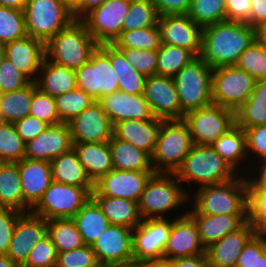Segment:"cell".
Returning <instances> with one entry per match:
<instances>
[{
  "instance_id": "obj_1",
  "label": "cell",
  "mask_w": 266,
  "mask_h": 267,
  "mask_svg": "<svg viewBox=\"0 0 266 267\" xmlns=\"http://www.w3.org/2000/svg\"><path fill=\"white\" fill-rule=\"evenodd\" d=\"M255 42V29L245 22L221 21L203 27L200 57L210 68L235 65Z\"/></svg>"
},
{
  "instance_id": "obj_2",
  "label": "cell",
  "mask_w": 266,
  "mask_h": 267,
  "mask_svg": "<svg viewBox=\"0 0 266 267\" xmlns=\"http://www.w3.org/2000/svg\"><path fill=\"white\" fill-rule=\"evenodd\" d=\"M189 196L194 206L188 214L219 215L248 214L247 175L238 174L226 182L206 185L195 189Z\"/></svg>"
},
{
  "instance_id": "obj_3",
  "label": "cell",
  "mask_w": 266,
  "mask_h": 267,
  "mask_svg": "<svg viewBox=\"0 0 266 267\" xmlns=\"http://www.w3.org/2000/svg\"><path fill=\"white\" fill-rule=\"evenodd\" d=\"M98 45L86 26L80 20H74L45 43V58L57 65L77 70L89 61Z\"/></svg>"
},
{
  "instance_id": "obj_4",
  "label": "cell",
  "mask_w": 266,
  "mask_h": 267,
  "mask_svg": "<svg viewBox=\"0 0 266 267\" xmlns=\"http://www.w3.org/2000/svg\"><path fill=\"white\" fill-rule=\"evenodd\" d=\"M180 183L175 173H154L138 202L143 220L166 218V212L188 205L190 192Z\"/></svg>"
},
{
  "instance_id": "obj_5",
  "label": "cell",
  "mask_w": 266,
  "mask_h": 267,
  "mask_svg": "<svg viewBox=\"0 0 266 267\" xmlns=\"http://www.w3.org/2000/svg\"><path fill=\"white\" fill-rule=\"evenodd\" d=\"M175 174L181 183L199 184L200 188L231 180L238 172L212 146L194 144Z\"/></svg>"
},
{
  "instance_id": "obj_6",
  "label": "cell",
  "mask_w": 266,
  "mask_h": 267,
  "mask_svg": "<svg viewBox=\"0 0 266 267\" xmlns=\"http://www.w3.org/2000/svg\"><path fill=\"white\" fill-rule=\"evenodd\" d=\"M194 145L183 120H163L158 130L151 164L155 173H176Z\"/></svg>"
},
{
  "instance_id": "obj_7",
  "label": "cell",
  "mask_w": 266,
  "mask_h": 267,
  "mask_svg": "<svg viewBox=\"0 0 266 267\" xmlns=\"http://www.w3.org/2000/svg\"><path fill=\"white\" fill-rule=\"evenodd\" d=\"M23 11L28 36L44 43L75 20L73 10L60 0H28Z\"/></svg>"
},
{
  "instance_id": "obj_8",
  "label": "cell",
  "mask_w": 266,
  "mask_h": 267,
  "mask_svg": "<svg viewBox=\"0 0 266 267\" xmlns=\"http://www.w3.org/2000/svg\"><path fill=\"white\" fill-rule=\"evenodd\" d=\"M212 73L213 68L196 57L173 77L184 114L213 104Z\"/></svg>"
},
{
  "instance_id": "obj_9",
  "label": "cell",
  "mask_w": 266,
  "mask_h": 267,
  "mask_svg": "<svg viewBox=\"0 0 266 267\" xmlns=\"http://www.w3.org/2000/svg\"><path fill=\"white\" fill-rule=\"evenodd\" d=\"M255 79L236 65L213 69L212 101L236 112L251 95Z\"/></svg>"
},
{
  "instance_id": "obj_10",
  "label": "cell",
  "mask_w": 266,
  "mask_h": 267,
  "mask_svg": "<svg viewBox=\"0 0 266 267\" xmlns=\"http://www.w3.org/2000/svg\"><path fill=\"white\" fill-rule=\"evenodd\" d=\"M90 197L86 188L52 181L31 211L46 220L73 218Z\"/></svg>"
},
{
  "instance_id": "obj_11",
  "label": "cell",
  "mask_w": 266,
  "mask_h": 267,
  "mask_svg": "<svg viewBox=\"0 0 266 267\" xmlns=\"http://www.w3.org/2000/svg\"><path fill=\"white\" fill-rule=\"evenodd\" d=\"M183 121L188 125L194 144L212 146L221 135L235 125V112L211 104L187 112Z\"/></svg>"
},
{
  "instance_id": "obj_12",
  "label": "cell",
  "mask_w": 266,
  "mask_h": 267,
  "mask_svg": "<svg viewBox=\"0 0 266 267\" xmlns=\"http://www.w3.org/2000/svg\"><path fill=\"white\" fill-rule=\"evenodd\" d=\"M77 88L98 101L107 94L119 91L118 77L109 56L98 46L88 62L75 70Z\"/></svg>"
},
{
  "instance_id": "obj_13",
  "label": "cell",
  "mask_w": 266,
  "mask_h": 267,
  "mask_svg": "<svg viewBox=\"0 0 266 267\" xmlns=\"http://www.w3.org/2000/svg\"><path fill=\"white\" fill-rule=\"evenodd\" d=\"M131 0H109L88 12L80 21L98 44H112L122 32Z\"/></svg>"
},
{
  "instance_id": "obj_14",
  "label": "cell",
  "mask_w": 266,
  "mask_h": 267,
  "mask_svg": "<svg viewBox=\"0 0 266 267\" xmlns=\"http://www.w3.org/2000/svg\"><path fill=\"white\" fill-rule=\"evenodd\" d=\"M172 219L143 220L132 231L134 262L163 258L171 232Z\"/></svg>"
},
{
  "instance_id": "obj_15",
  "label": "cell",
  "mask_w": 266,
  "mask_h": 267,
  "mask_svg": "<svg viewBox=\"0 0 266 267\" xmlns=\"http://www.w3.org/2000/svg\"><path fill=\"white\" fill-rule=\"evenodd\" d=\"M154 171L112 169L94 183L91 195H104L139 202L142 192Z\"/></svg>"
},
{
  "instance_id": "obj_16",
  "label": "cell",
  "mask_w": 266,
  "mask_h": 267,
  "mask_svg": "<svg viewBox=\"0 0 266 267\" xmlns=\"http://www.w3.org/2000/svg\"><path fill=\"white\" fill-rule=\"evenodd\" d=\"M144 97L155 117L163 120H183L178 92L173 77L152 75L146 77Z\"/></svg>"
},
{
  "instance_id": "obj_17",
  "label": "cell",
  "mask_w": 266,
  "mask_h": 267,
  "mask_svg": "<svg viewBox=\"0 0 266 267\" xmlns=\"http://www.w3.org/2000/svg\"><path fill=\"white\" fill-rule=\"evenodd\" d=\"M132 231L129 227L110 224L91 246L99 263L112 267L134 262Z\"/></svg>"
},
{
  "instance_id": "obj_18",
  "label": "cell",
  "mask_w": 266,
  "mask_h": 267,
  "mask_svg": "<svg viewBox=\"0 0 266 267\" xmlns=\"http://www.w3.org/2000/svg\"><path fill=\"white\" fill-rule=\"evenodd\" d=\"M68 125L73 143L108 142L113 136L114 125L99 101L84 109Z\"/></svg>"
},
{
  "instance_id": "obj_19",
  "label": "cell",
  "mask_w": 266,
  "mask_h": 267,
  "mask_svg": "<svg viewBox=\"0 0 266 267\" xmlns=\"http://www.w3.org/2000/svg\"><path fill=\"white\" fill-rule=\"evenodd\" d=\"M158 25L161 43L186 48L200 57L203 28L193 22L188 14L159 16Z\"/></svg>"
},
{
  "instance_id": "obj_20",
  "label": "cell",
  "mask_w": 266,
  "mask_h": 267,
  "mask_svg": "<svg viewBox=\"0 0 266 267\" xmlns=\"http://www.w3.org/2000/svg\"><path fill=\"white\" fill-rule=\"evenodd\" d=\"M202 254H206V249L200 241L194 219L187 212L175 215L163 258L172 261Z\"/></svg>"
},
{
  "instance_id": "obj_21",
  "label": "cell",
  "mask_w": 266,
  "mask_h": 267,
  "mask_svg": "<svg viewBox=\"0 0 266 267\" xmlns=\"http://www.w3.org/2000/svg\"><path fill=\"white\" fill-rule=\"evenodd\" d=\"M47 235V220L32 211L22 213L15 223L7 256L20 266L27 259L29 252Z\"/></svg>"
},
{
  "instance_id": "obj_22",
  "label": "cell",
  "mask_w": 266,
  "mask_h": 267,
  "mask_svg": "<svg viewBox=\"0 0 266 267\" xmlns=\"http://www.w3.org/2000/svg\"><path fill=\"white\" fill-rule=\"evenodd\" d=\"M73 148L68 123L49 125L36 138L25 144L24 158L49 161Z\"/></svg>"
},
{
  "instance_id": "obj_23",
  "label": "cell",
  "mask_w": 266,
  "mask_h": 267,
  "mask_svg": "<svg viewBox=\"0 0 266 267\" xmlns=\"http://www.w3.org/2000/svg\"><path fill=\"white\" fill-rule=\"evenodd\" d=\"M18 169L24 198V213L30 212L53 181L51 164L49 161L23 158L18 162Z\"/></svg>"
},
{
  "instance_id": "obj_24",
  "label": "cell",
  "mask_w": 266,
  "mask_h": 267,
  "mask_svg": "<svg viewBox=\"0 0 266 267\" xmlns=\"http://www.w3.org/2000/svg\"><path fill=\"white\" fill-rule=\"evenodd\" d=\"M98 101L113 125L128 119H160L153 115L144 94H127L122 91H116L103 96Z\"/></svg>"
},
{
  "instance_id": "obj_25",
  "label": "cell",
  "mask_w": 266,
  "mask_h": 267,
  "mask_svg": "<svg viewBox=\"0 0 266 267\" xmlns=\"http://www.w3.org/2000/svg\"><path fill=\"white\" fill-rule=\"evenodd\" d=\"M5 57L31 82H35L45 58V43L31 36L14 40L5 44Z\"/></svg>"
},
{
  "instance_id": "obj_26",
  "label": "cell",
  "mask_w": 266,
  "mask_h": 267,
  "mask_svg": "<svg viewBox=\"0 0 266 267\" xmlns=\"http://www.w3.org/2000/svg\"><path fill=\"white\" fill-rule=\"evenodd\" d=\"M253 235V228L247 221L237 231L229 233L211 244L206 248L210 267H236L244 245Z\"/></svg>"
},
{
  "instance_id": "obj_27",
  "label": "cell",
  "mask_w": 266,
  "mask_h": 267,
  "mask_svg": "<svg viewBox=\"0 0 266 267\" xmlns=\"http://www.w3.org/2000/svg\"><path fill=\"white\" fill-rule=\"evenodd\" d=\"M162 121L163 119L123 120L114 124L113 135L152 156Z\"/></svg>"
},
{
  "instance_id": "obj_28",
  "label": "cell",
  "mask_w": 266,
  "mask_h": 267,
  "mask_svg": "<svg viewBox=\"0 0 266 267\" xmlns=\"http://www.w3.org/2000/svg\"><path fill=\"white\" fill-rule=\"evenodd\" d=\"M195 221L202 245L208 248L225 235L237 231L248 221V214H189Z\"/></svg>"
},
{
  "instance_id": "obj_29",
  "label": "cell",
  "mask_w": 266,
  "mask_h": 267,
  "mask_svg": "<svg viewBox=\"0 0 266 267\" xmlns=\"http://www.w3.org/2000/svg\"><path fill=\"white\" fill-rule=\"evenodd\" d=\"M79 161L93 183L110 172L114 166L108 142L73 143Z\"/></svg>"
},
{
  "instance_id": "obj_30",
  "label": "cell",
  "mask_w": 266,
  "mask_h": 267,
  "mask_svg": "<svg viewBox=\"0 0 266 267\" xmlns=\"http://www.w3.org/2000/svg\"><path fill=\"white\" fill-rule=\"evenodd\" d=\"M91 197L99 205L111 225L134 229L143 221L136 201L104 195H91Z\"/></svg>"
},
{
  "instance_id": "obj_31",
  "label": "cell",
  "mask_w": 266,
  "mask_h": 267,
  "mask_svg": "<svg viewBox=\"0 0 266 267\" xmlns=\"http://www.w3.org/2000/svg\"><path fill=\"white\" fill-rule=\"evenodd\" d=\"M50 164L53 181L86 188L90 193L94 190V183L88 177L73 148L55 157Z\"/></svg>"
},
{
  "instance_id": "obj_32",
  "label": "cell",
  "mask_w": 266,
  "mask_h": 267,
  "mask_svg": "<svg viewBox=\"0 0 266 267\" xmlns=\"http://www.w3.org/2000/svg\"><path fill=\"white\" fill-rule=\"evenodd\" d=\"M36 86L52 97L72 91L77 87L75 70L57 65L44 58Z\"/></svg>"
},
{
  "instance_id": "obj_33",
  "label": "cell",
  "mask_w": 266,
  "mask_h": 267,
  "mask_svg": "<svg viewBox=\"0 0 266 267\" xmlns=\"http://www.w3.org/2000/svg\"><path fill=\"white\" fill-rule=\"evenodd\" d=\"M110 58L119 84V91L127 94H144L146 77L126 61L123 53L112 44L98 45Z\"/></svg>"
},
{
  "instance_id": "obj_34",
  "label": "cell",
  "mask_w": 266,
  "mask_h": 267,
  "mask_svg": "<svg viewBox=\"0 0 266 267\" xmlns=\"http://www.w3.org/2000/svg\"><path fill=\"white\" fill-rule=\"evenodd\" d=\"M114 169L126 171H154L151 156L131 143L116 138L109 140Z\"/></svg>"
},
{
  "instance_id": "obj_35",
  "label": "cell",
  "mask_w": 266,
  "mask_h": 267,
  "mask_svg": "<svg viewBox=\"0 0 266 267\" xmlns=\"http://www.w3.org/2000/svg\"><path fill=\"white\" fill-rule=\"evenodd\" d=\"M85 245L92 246L110 225L96 201L90 199L72 218Z\"/></svg>"
},
{
  "instance_id": "obj_36",
  "label": "cell",
  "mask_w": 266,
  "mask_h": 267,
  "mask_svg": "<svg viewBox=\"0 0 266 267\" xmlns=\"http://www.w3.org/2000/svg\"><path fill=\"white\" fill-rule=\"evenodd\" d=\"M235 124L243 129L266 124V79L255 81L251 95L235 112Z\"/></svg>"
},
{
  "instance_id": "obj_37",
  "label": "cell",
  "mask_w": 266,
  "mask_h": 267,
  "mask_svg": "<svg viewBox=\"0 0 266 267\" xmlns=\"http://www.w3.org/2000/svg\"><path fill=\"white\" fill-rule=\"evenodd\" d=\"M215 151L237 172L241 162L244 163L247 156L246 135L243 128L236 124L232 126L225 134L221 135L212 145ZM241 166V167H240Z\"/></svg>"
},
{
  "instance_id": "obj_38",
  "label": "cell",
  "mask_w": 266,
  "mask_h": 267,
  "mask_svg": "<svg viewBox=\"0 0 266 267\" xmlns=\"http://www.w3.org/2000/svg\"><path fill=\"white\" fill-rule=\"evenodd\" d=\"M0 207L24 213L18 162H0Z\"/></svg>"
},
{
  "instance_id": "obj_39",
  "label": "cell",
  "mask_w": 266,
  "mask_h": 267,
  "mask_svg": "<svg viewBox=\"0 0 266 267\" xmlns=\"http://www.w3.org/2000/svg\"><path fill=\"white\" fill-rule=\"evenodd\" d=\"M47 234L51 237L57 253L67 252L85 245L72 218L47 220Z\"/></svg>"
},
{
  "instance_id": "obj_40",
  "label": "cell",
  "mask_w": 266,
  "mask_h": 267,
  "mask_svg": "<svg viewBox=\"0 0 266 267\" xmlns=\"http://www.w3.org/2000/svg\"><path fill=\"white\" fill-rule=\"evenodd\" d=\"M33 96V82L22 89L2 93L1 117L4 122L15 123L29 115Z\"/></svg>"
},
{
  "instance_id": "obj_41",
  "label": "cell",
  "mask_w": 266,
  "mask_h": 267,
  "mask_svg": "<svg viewBox=\"0 0 266 267\" xmlns=\"http://www.w3.org/2000/svg\"><path fill=\"white\" fill-rule=\"evenodd\" d=\"M157 58V75L174 77L196 56L186 48L161 43Z\"/></svg>"
},
{
  "instance_id": "obj_42",
  "label": "cell",
  "mask_w": 266,
  "mask_h": 267,
  "mask_svg": "<svg viewBox=\"0 0 266 267\" xmlns=\"http://www.w3.org/2000/svg\"><path fill=\"white\" fill-rule=\"evenodd\" d=\"M116 48L158 50L161 45V31L158 23L149 28L122 31L112 43Z\"/></svg>"
},
{
  "instance_id": "obj_43",
  "label": "cell",
  "mask_w": 266,
  "mask_h": 267,
  "mask_svg": "<svg viewBox=\"0 0 266 267\" xmlns=\"http://www.w3.org/2000/svg\"><path fill=\"white\" fill-rule=\"evenodd\" d=\"M60 123H68L95 100L83 90L75 88L70 92L54 97Z\"/></svg>"
},
{
  "instance_id": "obj_44",
  "label": "cell",
  "mask_w": 266,
  "mask_h": 267,
  "mask_svg": "<svg viewBox=\"0 0 266 267\" xmlns=\"http://www.w3.org/2000/svg\"><path fill=\"white\" fill-rule=\"evenodd\" d=\"M158 18L159 15L152 0H131L122 31L153 27L158 23Z\"/></svg>"
},
{
  "instance_id": "obj_45",
  "label": "cell",
  "mask_w": 266,
  "mask_h": 267,
  "mask_svg": "<svg viewBox=\"0 0 266 267\" xmlns=\"http://www.w3.org/2000/svg\"><path fill=\"white\" fill-rule=\"evenodd\" d=\"M202 28L226 20V0H192L188 12Z\"/></svg>"
},
{
  "instance_id": "obj_46",
  "label": "cell",
  "mask_w": 266,
  "mask_h": 267,
  "mask_svg": "<svg viewBox=\"0 0 266 267\" xmlns=\"http://www.w3.org/2000/svg\"><path fill=\"white\" fill-rule=\"evenodd\" d=\"M28 36L24 11L0 6V42L6 44Z\"/></svg>"
},
{
  "instance_id": "obj_47",
  "label": "cell",
  "mask_w": 266,
  "mask_h": 267,
  "mask_svg": "<svg viewBox=\"0 0 266 267\" xmlns=\"http://www.w3.org/2000/svg\"><path fill=\"white\" fill-rule=\"evenodd\" d=\"M25 144L14 123L0 124V162L21 161L25 156Z\"/></svg>"
},
{
  "instance_id": "obj_48",
  "label": "cell",
  "mask_w": 266,
  "mask_h": 267,
  "mask_svg": "<svg viewBox=\"0 0 266 267\" xmlns=\"http://www.w3.org/2000/svg\"><path fill=\"white\" fill-rule=\"evenodd\" d=\"M248 222L255 235L266 239V190L248 188Z\"/></svg>"
},
{
  "instance_id": "obj_49",
  "label": "cell",
  "mask_w": 266,
  "mask_h": 267,
  "mask_svg": "<svg viewBox=\"0 0 266 267\" xmlns=\"http://www.w3.org/2000/svg\"><path fill=\"white\" fill-rule=\"evenodd\" d=\"M235 65L256 81L266 79V51L256 41L240 55Z\"/></svg>"
},
{
  "instance_id": "obj_50",
  "label": "cell",
  "mask_w": 266,
  "mask_h": 267,
  "mask_svg": "<svg viewBox=\"0 0 266 267\" xmlns=\"http://www.w3.org/2000/svg\"><path fill=\"white\" fill-rule=\"evenodd\" d=\"M29 115L49 125L60 123L54 97L38 89L35 82H33V96Z\"/></svg>"
},
{
  "instance_id": "obj_51",
  "label": "cell",
  "mask_w": 266,
  "mask_h": 267,
  "mask_svg": "<svg viewBox=\"0 0 266 267\" xmlns=\"http://www.w3.org/2000/svg\"><path fill=\"white\" fill-rule=\"evenodd\" d=\"M135 70L145 77L157 75V50H141L134 48H117Z\"/></svg>"
},
{
  "instance_id": "obj_52",
  "label": "cell",
  "mask_w": 266,
  "mask_h": 267,
  "mask_svg": "<svg viewBox=\"0 0 266 267\" xmlns=\"http://www.w3.org/2000/svg\"><path fill=\"white\" fill-rule=\"evenodd\" d=\"M57 251L47 234L29 252V255L21 267H55Z\"/></svg>"
},
{
  "instance_id": "obj_53",
  "label": "cell",
  "mask_w": 266,
  "mask_h": 267,
  "mask_svg": "<svg viewBox=\"0 0 266 267\" xmlns=\"http://www.w3.org/2000/svg\"><path fill=\"white\" fill-rule=\"evenodd\" d=\"M99 264L91 246L84 245L63 253H57L55 267H94Z\"/></svg>"
},
{
  "instance_id": "obj_54",
  "label": "cell",
  "mask_w": 266,
  "mask_h": 267,
  "mask_svg": "<svg viewBox=\"0 0 266 267\" xmlns=\"http://www.w3.org/2000/svg\"><path fill=\"white\" fill-rule=\"evenodd\" d=\"M31 81L6 57L0 65V92L9 93L27 86Z\"/></svg>"
},
{
  "instance_id": "obj_55",
  "label": "cell",
  "mask_w": 266,
  "mask_h": 267,
  "mask_svg": "<svg viewBox=\"0 0 266 267\" xmlns=\"http://www.w3.org/2000/svg\"><path fill=\"white\" fill-rule=\"evenodd\" d=\"M244 131L246 135L247 156L257 155V157L254 156L252 158L259 159V161L266 159V124L249 127L244 129Z\"/></svg>"
},
{
  "instance_id": "obj_56",
  "label": "cell",
  "mask_w": 266,
  "mask_h": 267,
  "mask_svg": "<svg viewBox=\"0 0 266 267\" xmlns=\"http://www.w3.org/2000/svg\"><path fill=\"white\" fill-rule=\"evenodd\" d=\"M21 214L17 210L0 207V255L7 254V249L15 229V223Z\"/></svg>"
},
{
  "instance_id": "obj_57",
  "label": "cell",
  "mask_w": 266,
  "mask_h": 267,
  "mask_svg": "<svg viewBox=\"0 0 266 267\" xmlns=\"http://www.w3.org/2000/svg\"><path fill=\"white\" fill-rule=\"evenodd\" d=\"M266 251V239L258 235H253L244 245L236 267H255L257 258Z\"/></svg>"
},
{
  "instance_id": "obj_58",
  "label": "cell",
  "mask_w": 266,
  "mask_h": 267,
  "mask_svg": "<svg viewBox=\"0 0 266 267\" xmlns=\"http://www.w3.org/2000/svg\"><path fill=\"white\" fill-rule=\"evenodd\" d=\"M16 130L25 143L36 138L49 124L30 115L14 123Z\"/></svg>"
},
{
  "instance_id": "obj_59",
  "label": "cell",
  "mask_w": 266,
  "mask_h": 267,
  "mask_svg": "<svg viewBox=\"0 0 266 267\" xmlns=\"http://www.w3.org/2000/svg\"><path fill=\"white\" fill-rule=\"evenodd\" d=\"M251 0H226V20L247 22L251 14Z\"/></svg>"
},
{
  "instance_id": "obj_60",
  "label": "cell",
  "mask_w": 266,
  "mask_h": 267,
  "mask_svg": "<svg viewBox=\"0 0 266 267\" xmlns=\"http://www.w3.org/2000/svg\"><path fill=\"white\" fill-rule=\"evenodd\" d=\"M192 0H152L159 16L188 14Z\"/></svg>"
},
{
  "instance_id": "obj_61",
  "label": "cell",
  "mask_w": 266,
  "mask_h": 267,
  "mask_svg": "<svg viewBox=\"0 0 266 267\" xmlns=\"http://www.w3.org/2000/svg\"><path fill=\"white\" fill-rule=\"evenodd\" d=\"M251 14L246 22L252 27H256L266 22V0H251Z\"/></svg>"
},
{
  "instance_id": "obj_62",
  "label": "cell",
  "mask_w": 266,
  "mask_h": 267,
  "mask_svg": "<svg viewBox=\"0 0 266 267\" xmlns=\"http://www.w3.org/2000/svg\"><path fill=\"white\" fill-rule=\"evenodd\" d=\"M170 262L172 267H210L206 254L177 258Z\"/></svg>"
},
{
  "instance_id": "obj_63",
  "label": "cell",
  "mask_w": 266,
  "mask_h": 267,
  "mask_svg": "<svg viewBox=\"0 0 266 267\" xmlns=\"http://www.w3.org/2000/svg\"><path fill=\"white\" fill-rule=\"evenodd\" d=\"M257 163L259 164V167L255 169H257L256 172L259 171L257 173L254 172L257 177H253V174L251 177H248L247 175L248 188H260L266 190V159L261 160L260 163L257 161Z\"/></svg>"
},
{
  "instance_id": "obj_64",
  "label": "cell",
  "mask_w": 266,
  "mask_h": 267,
  "mask_svg": "<svg viewBox=\"0 0 266 267\" xmlns=\"http://www.w3.org/2000/svg\"><path fill=\"white\" fill-rule=\"evenodd\" d=\"M109 0H79L77 7L73 10L75 20H81L88 12Z\"/></svg>"
},
{
  "instance_id": "obj_65",
  "label": "cell",
  "mask_w": 266,
  "mask_h": 267,
  "mask_svg": "<svg viewBox=\"0 0 266 267\" xmlns=\"http://www.w3.org/2000/svg\"><path fill=\"white\" fill-rule=\"evenodd\" d=\"M255 29V41L266 51V22L262 23Z\"/></svg>"
},
{
  "instance_id": "obj_66",
  "label": "cell",
  "mask_w": 266,
  "mask_h": 267,
  "mask_svg": "<svg viewBox=\"0 0 266 267\" xmlns=\"http://www.w3.org/2000/svg\"><path fill=\"white\" fill-rule=\"evenodd\" d=\"M139 263L142 267H172L171 262L165 258L144 260Z\"/></svg>"
},
{
  "instance_id": "obj_67",
  "label": "cell",
  "mask_w": 266,
  "mask_h": 267,
  "mask_svg": "<svg viewBox=\"0 0 266 267\" xmlns=\"http://www.w3.org/2000/svg\"><path fill=\"white\" fill-rule=\"evenodd\" d=\"M28 0H0V6L23 10Z\"/></svg>"
},
{
  "instance_id": "obj_68",
  "label": "cell",
  "mask_w": 266,
  "mask_h": 267,
  "mask_svg": "<svg viewBox=\"0 0 266 267\" xmlns=\"http://www.w3.org/2000/svg\"><path fill=\"white\" fill-rule=\"evenodd\" d=\"M0 267H21L12 261L7 255H0Z\"/></svg>"
},
{
  "instance_id": "obj_69",
  "label": "cell",
  "mask_w": 266,
  "mask_h": 267,
  "mask_svg": "<svg viewBox=\"0 0 266 267\" xmlns=\"http://www.w3.org/2000/svg\"><path fill=\"white\" fill-rule=\"evenodd\" d=\"M255 267H266V251L257 258V263Z\"/></svg>"
},
{
  "instance_id": "obj_70",
  "label": "cell",
  "mask_w": 266,
  "mask_h": 267,
  "mask_svg": "<svg viewBox=\"0 0 266 267\" xmlns=\"http://www.w3.org/2000/svg\"><path fill=\"white\" fill-rule=\"evenodd\" d=\"M60 1L64 2L72 10H74L79 3V0H60Z\"/></svg>"
},
{
  "instance_id": "obj_71",
  "label": "cell",
  "mask_w": 266,
  "mask_h": 267,
  "mask_svg": "<svg viewBox=\"0 0 266 267\" xmlns=\"http://www.w3.org/2000/svg\"><path fill=\"white\" fill-rule=\"evenodd\" d=\"M112 267H142V266L139 262H131V263L116 265V266H112Z\"/></svg>"
},
{
  "instance_id": "obj_72",
  "label": "cell",
  "mask_w": 266,
  "mask_h": 267,
  "mask_svg": "<svg viewBox=\"0 0 266 267\" xmlns=\"http://www.w3.org/2000/svg\"><path fill=\"white\" fill-rule=\"evenodd\" d=\"M4 58H5V44L0 42V65Z\"/></svg>"
},
{
  "instance_id": "obj_73",
  "label": "cell",
  "mask_w": 266,
  "mask_h": 267,
  "mask_svg": "<svg viewBox=\"0 0 266 267\" xmlns=\"http://www.w3.org/2000/svg\"><path fill=\"white\" fill-rule=\"evenodd\" d=\"M1 98H2V93L0 92V102H1ZM4 121L1 117V108H0V124H2Z\"/></svg>"
},
{
  "instance_id": "obj_74",
  "label": "cell",
  "mask_w": 266,
  "mask_h": 267,
  "mask_svg": "<svg viewBox=\"0 0 266 267\" xmlns=\"http://www.w3.org/2000/svg\"><path fill=\"white\" fill-rule=\"evenodd\" d=\"M94 267H108V266L99 263L98 265H96Z\"/></svg>"
}]
</instances>
